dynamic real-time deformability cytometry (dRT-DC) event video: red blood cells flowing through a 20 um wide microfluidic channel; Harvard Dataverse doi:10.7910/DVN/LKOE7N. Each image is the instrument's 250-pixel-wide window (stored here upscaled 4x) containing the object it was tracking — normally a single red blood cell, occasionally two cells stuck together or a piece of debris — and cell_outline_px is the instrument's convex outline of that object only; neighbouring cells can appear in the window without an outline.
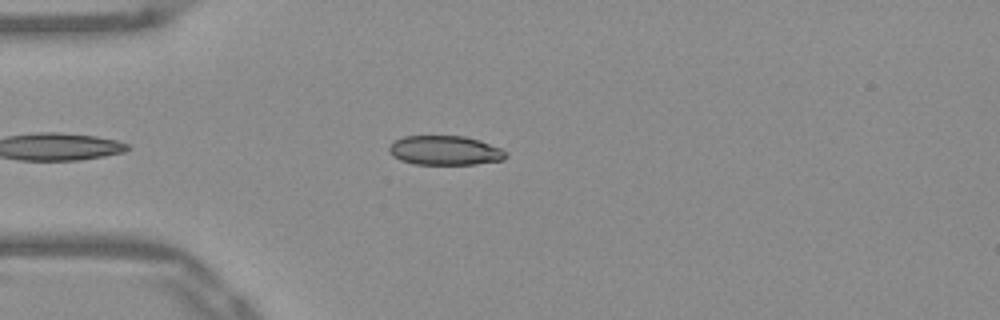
{"species": "Egyptian fruit bat (a non-hibernating species)", "species_latin": "Rousettus aegyptiacus", "temperature_condition": "warm", "stored_images_in_passage": 43, "camera_frame_rate_fps": 3000, "um_per_image_px": 0.085, "frame": {"image": 1, "passage_image": 8, "time_ms": 2.333, "image_size_px": [1000, 320], "cell_outline_px": [[508, 156], [504, 160], [476, 164], [416, 164], [400, 160], [392, 156], [388, 152], [388, 148], [396, 140], [404, 136], [464, 136], [480, 140], [500, 148], [508, 152]], "centroid_in_image_um": [37.85, 12.79], "position_along_channel_um": 47.2, "area_um2": 20.06}}
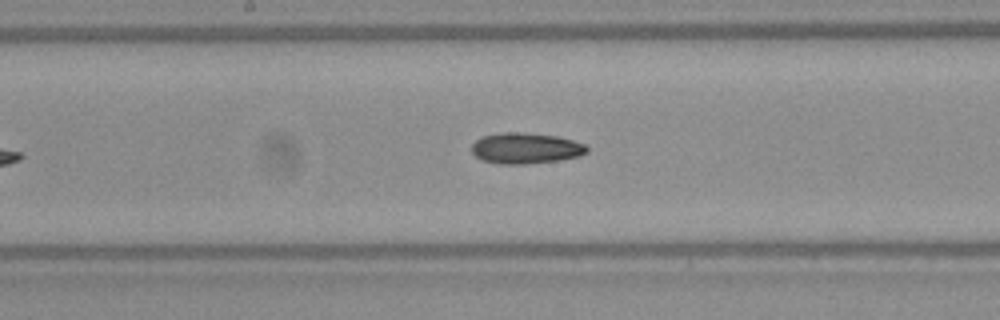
{"frame": {"image": 2, "passage_image": 21, "time_ms": 6.667, "image_size_px": [1000, 320], "cell_outline_px": [[588, 152], [580, 156], [560, 160], [524, 164], [500, 164], [480, 160], [472, 152], [472, 144], [476, 140], [484, 136], [500, 132], [520, 132], [560, 136], [584, 144], [588, 148]], "centroid_in_image_um": [44.69, 12.6], "position_along_channel_um": 203.5, "area_um2": 20.87}}
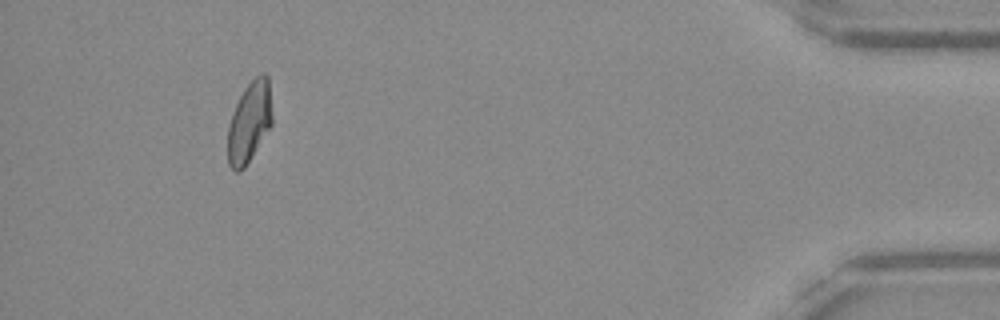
{"frame": {"image": 3, "passage_image": 39, "time_ms": 12.667, "image_size_px": [1000, 320], "cell_outline_px": [[272, 124], [244, 168], [240, 172], [236, 172], [228, 164], [228, 124], [232, 112], [244, 88], [256, 76], [264, 72], [268, 76], [272, 116]], "centroid_in_image_um": [21.19, 10.37], "position_along_channel_um": 414.0, "area_um2": 20.75}}